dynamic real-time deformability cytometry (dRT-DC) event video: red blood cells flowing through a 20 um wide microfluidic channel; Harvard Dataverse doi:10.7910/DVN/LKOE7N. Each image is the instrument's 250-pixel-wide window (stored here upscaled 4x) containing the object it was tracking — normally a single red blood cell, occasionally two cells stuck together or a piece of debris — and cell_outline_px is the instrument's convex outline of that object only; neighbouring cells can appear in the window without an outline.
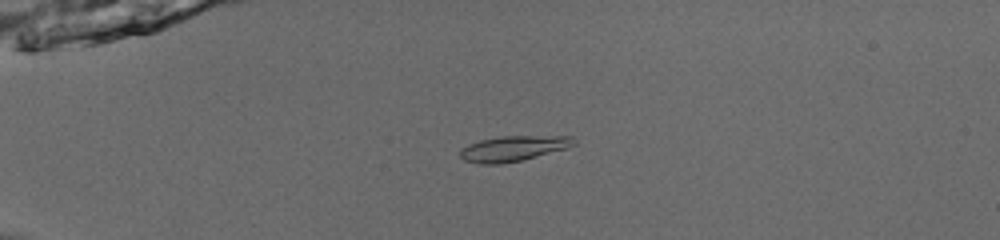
{"species": "common noctule bat (a hibernating species)", "species_latin": "Nyctalus noctula", "temperature_condition": "room temperature", "stored_images_in_passage": 48, "camera_frame_rate_fps": 3000, "um_per_image_px": 0.085, "animal": {"sex": "male", "body_mass_g": 13.0, "forearm_length_mm": 53.1}, "frame": {"image": 1, "passage_image": 10, "time_ms": 3.0, "image_size_px": [1000, 240], "cell_outline_px": [[576, 144], [568, 148], [520, 160], [500, 164], [480, 164], [464, 160], [460, 156], [460, 148], [468, 144], [480, 140], [504, 136], [572, 136], [576, 140]], "centroid_in_image_um": [43.63, 12.61], "position_along_channel_um": 41.4, "area_um2": 16.76}}
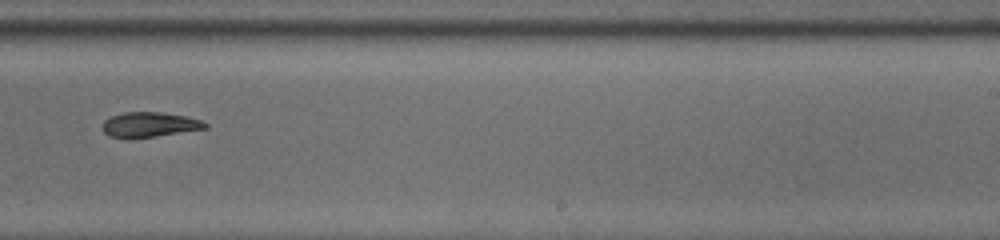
{"frame": {"image": 2, "passage_image": 31, "time_ms": 10.0, "image_size_px": [1000, 240], "cell_outline_px": [[208, 128], [156, 136], [108, 136], [104, 132], [104, 120], [112, 116], [124, 112], [160, 112], [184, 116], [200, 120], [208, 124]], "centroid_in_image_um": [12.75, 10.56], "position_along_channel_um": 276.2, "area_um2": 14.33}}
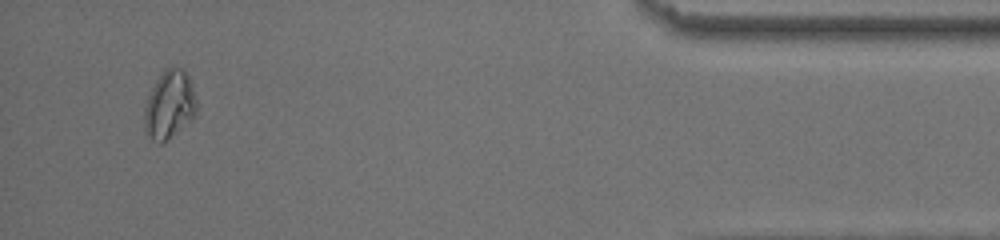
{"frame": {"image": 3, "passage_image": 46, "time_ms": 15.0, "image_size_px": [1000, 240], "cell_outline_px": [[196, 112], [192, 120], [168, 140], [160, 144], [156, 144], [144, 132], [144, 108], [148, 96], [156, 80], [164, 68], [172, 64], [184, 68], [188, 76], [196, 100]], "centroid_in_image_um": [14.38, 8.91], "position_along_channel_um": 420.8, "area_um2": 21.21}, "authors_computed_cell_mechanics": {"area_um2": 16.2418, "velocity_mm_per_s": 3.9467, "shape_relaxation_time_tau1_ms": 5.0848, "shape_relaxation_time_tau2_ms": 8.0985, "deformation_change_tau1": 0.1608, "deformation_change_tau2": 0.1396}}